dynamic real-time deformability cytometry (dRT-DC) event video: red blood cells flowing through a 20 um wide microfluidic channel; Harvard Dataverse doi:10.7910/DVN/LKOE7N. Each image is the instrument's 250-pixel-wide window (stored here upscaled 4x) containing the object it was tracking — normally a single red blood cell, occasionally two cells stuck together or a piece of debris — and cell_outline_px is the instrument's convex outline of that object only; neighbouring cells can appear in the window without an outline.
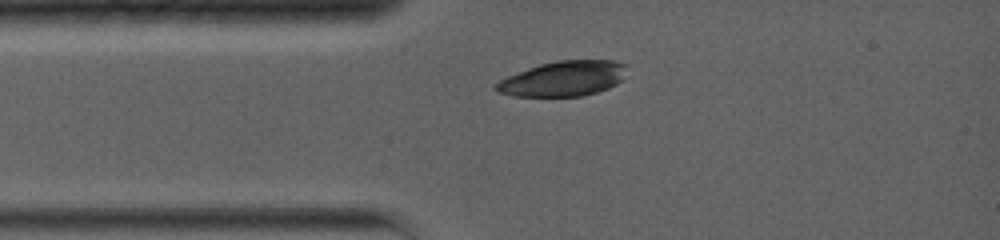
{"species": "common noctule bat (a hibernating species)", "species_latin": "Nyctalus noctula", "temperature_condition": "warm", "stored_images_in_passage": 29, "camera_frame_rate_fps": 5000, "um_per_image_px": 0.085, "animal": {"sex": "female", "body_mass_g": 19.0, "forearm_length_mm": 56.7}, "frame": {"image": 1, "passage_image": 1, "time_ms": 0.0, "image_size_px": [1000, 240], "cell_outline_px": [[628, 64], [620, 80], [616, 84], [608, 88], [584, 96], [516, 96], [496, 92], [492, 88], [500, 80], [508, 76], [540, 64], [556, 60], [612, 60]], "centroid_in_image_um": [47.87, 6.68], "position_along_channel_um": 37.1, "area_um2": 26.65}}
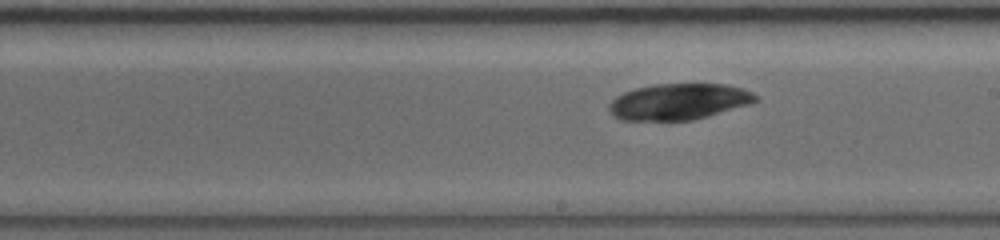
{"frame": {"image": 2, "passage_image": 17, "time_ms": 5.2, "image_size_px": [1000, 240], "cell_outline_px": [[760, 100], [752, 104], [708, 116], [692, 120], [620, 120], [612, 116], [608, 112], [608, 104], [616, 96], [624, 92], [636, 88], [652, 84], [728, 84], [744, 88], [760, 96]], "centroid_in_image_um": [57.73, 8.64], "position_along_channel_um": 231.3, "area_um2": 31.39}}
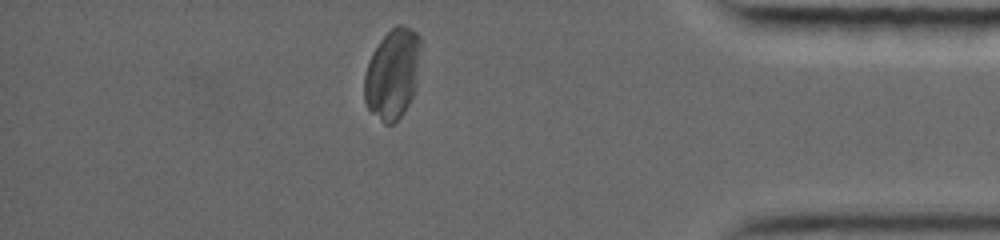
{"frame": {"image": 3, "passage_image": 29, "time_ms": 10.4, "image_size_px": [1000, 240], "cell_outline_px": [[420, 44], [416, 88], [408, 104], [400, 116], [392, 124], [384, 124], [368, 108], [364, 100], [364, 76], [368, 60], [372, 52], [380, 40], [396, 24], [404, 24], [416, 32], [420, 36]], "centroid_in_image_um": [33.35, 6.25], "position_along_channel_um": 401.9, "area_um2": 29.59}}